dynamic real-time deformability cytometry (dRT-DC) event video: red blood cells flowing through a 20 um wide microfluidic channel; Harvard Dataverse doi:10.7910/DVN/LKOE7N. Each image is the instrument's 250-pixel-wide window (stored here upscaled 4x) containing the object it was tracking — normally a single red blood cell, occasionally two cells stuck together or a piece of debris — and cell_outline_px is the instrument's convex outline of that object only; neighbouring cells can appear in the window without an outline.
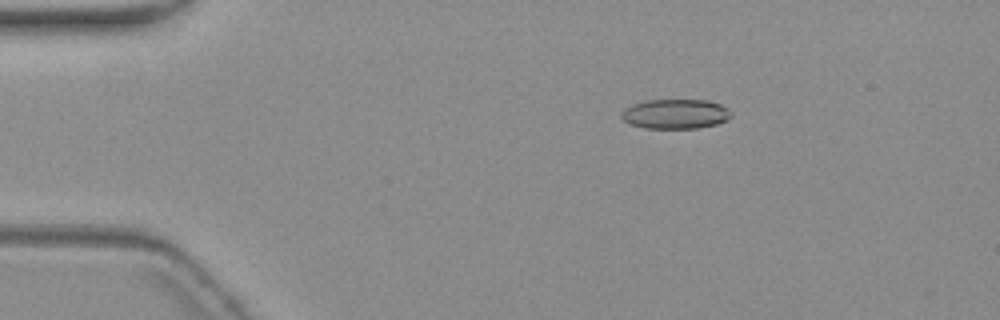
{"species": "common noctule bat (a hibernating species)", "species_latin": "Nyctalus noctula", "temperature_condition": "warm", "stored_images_in_passage": 4, "camera_frame_rate_fps": 3000, "um_per_image_px": 0.085, "animal": {"sex": "female", "body_mass_g": 19.3, "forearm_length_mm": 54.1}, "frame": {"image": 1, "passage_image": 3, "time_ms": 2.333, "image_size_px": [1000, 320], "cell_outline_px": [[732, 116], [716, 124], [696, 128], [644, 128], [632, 124], [624, 120], [620, 116], [620, 112], [624, 108], [632, 104], [648, 100], [708, 100], [720, 104], [728, 108], [732, 112]], "centroid_in_image_um": [57.4, 9.68], "position_along_channel_um": 27.6, "area_um2": 18.96}}